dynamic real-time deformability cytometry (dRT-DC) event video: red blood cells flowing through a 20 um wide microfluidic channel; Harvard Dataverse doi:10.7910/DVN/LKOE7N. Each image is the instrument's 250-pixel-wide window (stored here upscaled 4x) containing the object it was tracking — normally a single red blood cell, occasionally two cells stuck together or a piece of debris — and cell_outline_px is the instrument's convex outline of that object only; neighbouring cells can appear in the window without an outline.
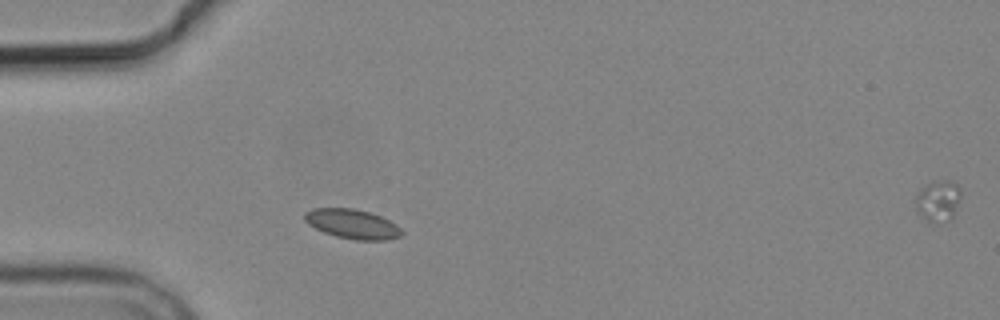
{"species": "common noctule bat (a hibernating species)", "species_latin": "Nyctalus noctula", "temperature_condition": "cold", "stored_images_in_passage": 2, "segment_of_instrument_passage": [1, 2], "camera_frame_rate_fps": 3000, "um_per_image_px": 0.085, "animal": {"sex": "male", "body_mass_g": 19.2, "forearm_length_mm": 51.8}, "frame": {"image": 1, "passage_image": 1, "time_ms": 0.0, "image_size_px": [1000, 320], "cell_outline_px": [[404, 232], [400, 236], [388, 240], [356, 240], [336, 236], [324, 232], [308, 224], [304, 220], [304, 212], [312, 208], [352, 208], [368, 212], [380, 216], [396, 224]], "centroid_in_image_um": [29.94, 19.04], "position_along_channel_um": 55.1, "area_um2": 16.65}}